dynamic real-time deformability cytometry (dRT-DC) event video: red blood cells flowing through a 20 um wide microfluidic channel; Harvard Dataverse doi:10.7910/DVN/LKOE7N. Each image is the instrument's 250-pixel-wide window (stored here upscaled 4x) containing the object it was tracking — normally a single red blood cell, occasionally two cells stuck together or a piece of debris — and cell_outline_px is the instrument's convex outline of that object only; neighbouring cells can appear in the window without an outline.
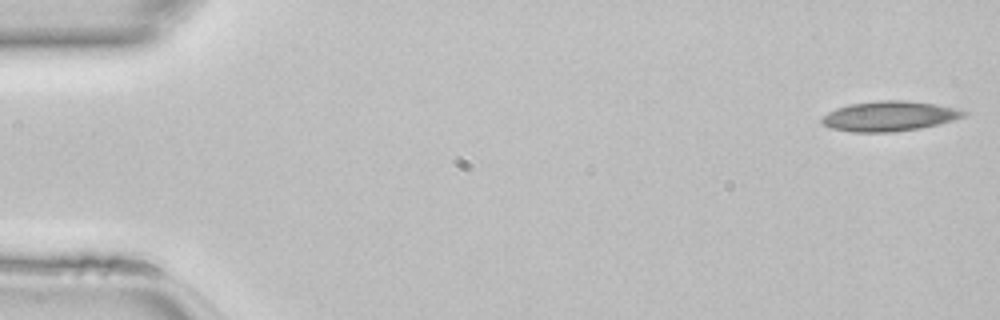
{"species": "common noctule bat (a hibernating species)", "species_latin": "Nyctalus noctula", "temperature_condition": "room temperature", "stored_images_in_passage": 44, "camera_frame_rate_fps": 3000, "um_per_image_px": 0.085, "animal": {"sex": "female", "body_mass_g": 22.7, "forearm_length_mm": 54.2}, "frame": {"image": 1, "passage_image": 1, "time_ms": 0.0, "image_size_px": [1000, 320], "cell_outline_px": [[968, 112], [964, 116], [940, 124], [920, 128], [892, 132], [852, 132], [832, 128], [824, 124], [820, 120], [820, 116], [836, 108], [848, 104], [880, 100], [908, 100], [936, 104]], "centroid_in_image_um": [75.55, 9.87], "position_along_channel_um": 9.5, "area_um2": 24.8}}
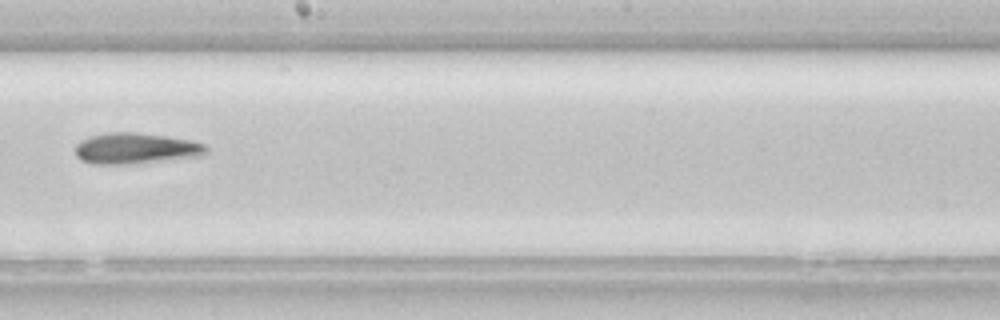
{"frame": {"image": 2, "passage_image": 26, "time_ms": 8.333, "image_size_px": [1000, 320], "cell_outline_px": [[208, 152], [204, 156], [128, 164], [92, 164], [80, 160], [76, 156], [76, 144], [80, 140], [88, 136], [108, 132], [136, 132], [168, 136], [192, 140], [204, 144], [208, 148]], "centroid_in_image_um": [11.54, 12.61], "position_along_channel_um": 236.7, "area_um2": 23.99}}
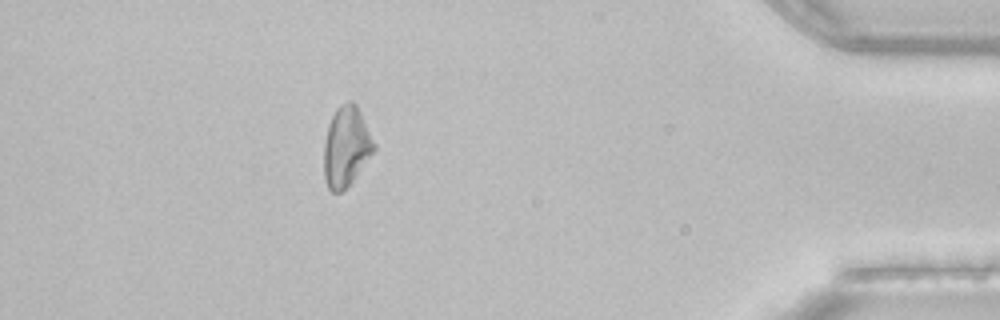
{"frame": {"image": 3, "passage_image": 41, "time_ms": 13.333, "image_size_px": [1000, 320], "cell_outline_px": [[376, 148], [352, 180], [340, 192], [332, 192], [328, 188], [324, 176], [324, 144], [328, 124], [336, 108], [340, 104], [348, 100], [352, 100], [356, 104], [376, 144]], "centroid_in_image_um": [29.41, 12.42], "position_along_channel_um": 405.8, "area_um2": 23.12}}